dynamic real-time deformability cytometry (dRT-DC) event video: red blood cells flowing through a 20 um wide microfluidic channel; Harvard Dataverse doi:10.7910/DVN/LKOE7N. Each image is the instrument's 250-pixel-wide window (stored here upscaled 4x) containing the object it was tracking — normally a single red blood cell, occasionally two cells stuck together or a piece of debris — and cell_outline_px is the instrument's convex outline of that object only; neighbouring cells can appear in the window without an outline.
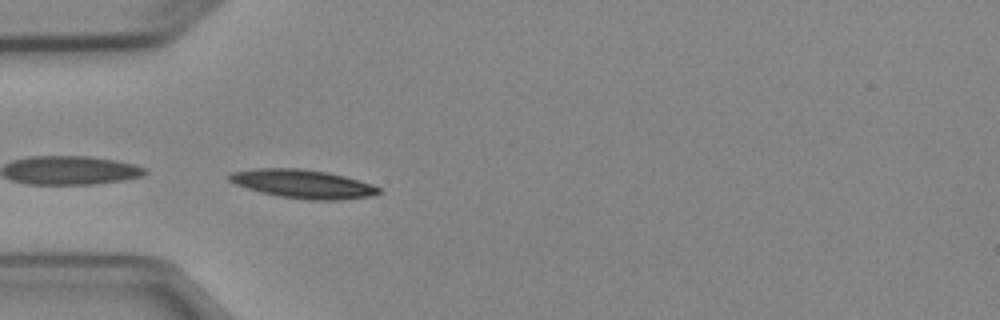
{"species": "Egyptian fruit bat (a non-hibernating species)", "species_latin": "Rousettus aegyptiacus", "temperature_condition": "cold", "stored_images_in_passage": 4, "camera_frame_rate_fps": 3000, "um_per_image_px": 0.085, "animal": {"sex": "female"}, "frame": {"image": 1, "passage_image": 4, "time_ms": 4.667, "image_size_px": [1000, 320], "cell_outline_px": [[380, 192], [376, 196], [336, 200], [308, 200], [280, 196], [260, 192], [236, 184], [228, 180], [228, 176], [232, 172], [256, 168], [300, 168], [328, 172], [344, 176], [372, 184], [380, 188]], "centroid_in_image_um": [25.77, 15.63], "position_along_channel_um": 59.2, "area_um2": 24.91}}